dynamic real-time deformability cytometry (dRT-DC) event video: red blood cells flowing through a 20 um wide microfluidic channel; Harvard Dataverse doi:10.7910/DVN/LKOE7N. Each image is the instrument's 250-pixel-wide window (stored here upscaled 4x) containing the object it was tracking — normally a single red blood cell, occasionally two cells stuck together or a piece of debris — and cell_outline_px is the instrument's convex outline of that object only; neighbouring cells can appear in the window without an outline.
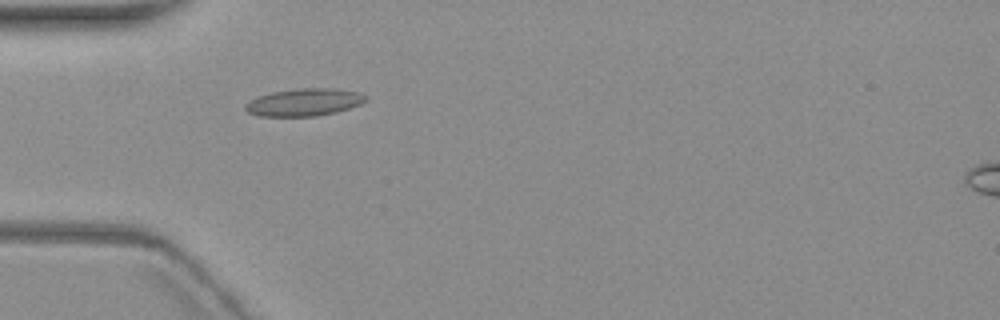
{"species": "common noctule bat (a hibernating species)", "species_latin": "Nyctalus noctula", "temperature_condition": "warm", "stored_images_in_passage": 5, "camera_frame_rate_fps": 3000, "um_per_image_px": 0.085, "animal": {"sex": "female", "body_mass_g": 19.3, "forearm_length_mm": 54.1}, "frame": {"image": 1, "passage_image": 5, "time_ms": 5.667, "image_size_px": [1000, 320], "cell_outline_px": [[368, 100], [360, 104], [336, 112], [316, 116], [260, 116], [248, 112], [244, 108], [244, 104], [260, 96], [272, 92], [296, 88], [336, 88], [360, 92], [368, 96]], "centroid_in_image_um": [25.9, 8.68], "position_along_channel_um": 59.1, "area_um2": 19.31}}